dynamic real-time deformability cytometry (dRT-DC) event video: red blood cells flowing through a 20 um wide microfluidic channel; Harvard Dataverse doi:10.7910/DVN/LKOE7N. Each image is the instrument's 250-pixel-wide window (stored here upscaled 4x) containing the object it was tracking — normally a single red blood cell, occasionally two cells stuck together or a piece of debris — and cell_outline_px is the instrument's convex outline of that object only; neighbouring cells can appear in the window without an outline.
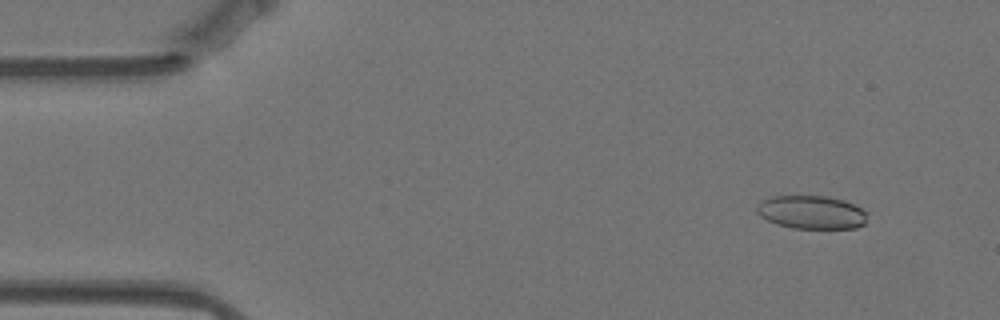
{"species": "Egyptian fruit bat (a non-hibernating species)", "species_latin": "Rousettus aegyptiacus", "temperature_condition": "warm", "stored_images_in_passage": 56, "camera_frame_rate_fps": 3000, "um_per_image_px": 0.085, "animal": {"sex": "female"}, "frame": {"image": 1, "passage_image": 4, "time_ms": 1.0, "image_size_px": [1000, 320], "cell_outline_px": [[868, 212], [864, 224], [856, 228], [792, 228], [776, 224], [760, 216], [756, 212], [756, 204], [760, 200], [772, 196], [828, 196], [844, 200]], "centroid_in_image_um": [68.94, 18.03], "position_along_channel_um": 16.1, "area_um2": 21.62}}
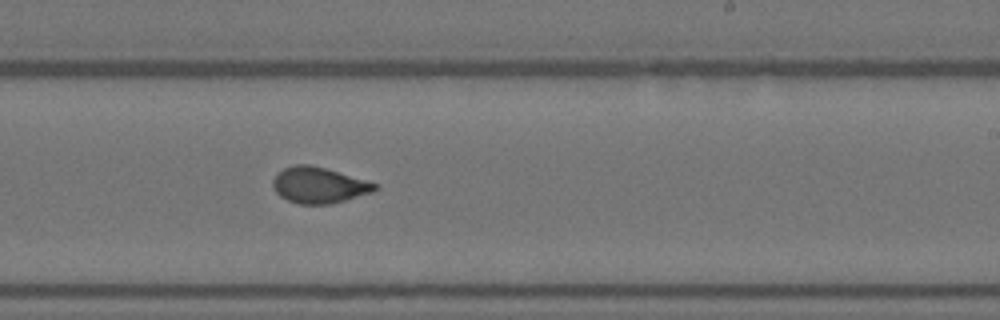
{"frame": {"image": 2, "passage_image": 33, "time_ms": 10.667, "image_size_px": [1000, 320], "cell_outline_px": [[380, 188], [372, 192], [344, 200], [328, 204], [300, 204], [288, 200], [280, 196], [276, 192], [272, 184], [272, 180], [276, 172], [284, 168], [296, 164], [312, 164], [368, 180], [376, 184]], "centroid_in_image_um": [27.09, 15.72], "position_along_channel_um": 261.9, "area_um2": 21.5}}
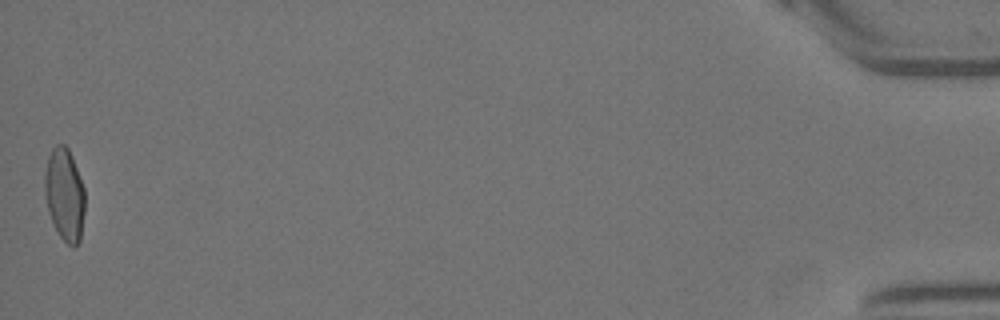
{"frame": {"image": 3, "passage_image": 56, "time_ms": 18.333, "image_size_px": [1000, 320], "cell_outline_px": [[84, 212], [80, 240], [72, 248], [60, 236], [48, 212], [44, 192], [44, 172], [48, 156], [52, 148], [56, 144], [64, 144], [68, 148], [72, 156], [84, 188]], "centroid_in_image_um": [5.47, 16.5], "position_along_channel_um": 429.7, "area_um2": 21.68}, "authors_computed_cell_mechanics": {"area_um2": 21.6172, "velocity_mm_per_s": 3.4987, "shape_relaxation_time_tau1_ms": 8.0209, "shape_relaxation_time_tau2_ms": null, "deformation_change_tau1": 0.2074, "deformation_change_tau2": null}}